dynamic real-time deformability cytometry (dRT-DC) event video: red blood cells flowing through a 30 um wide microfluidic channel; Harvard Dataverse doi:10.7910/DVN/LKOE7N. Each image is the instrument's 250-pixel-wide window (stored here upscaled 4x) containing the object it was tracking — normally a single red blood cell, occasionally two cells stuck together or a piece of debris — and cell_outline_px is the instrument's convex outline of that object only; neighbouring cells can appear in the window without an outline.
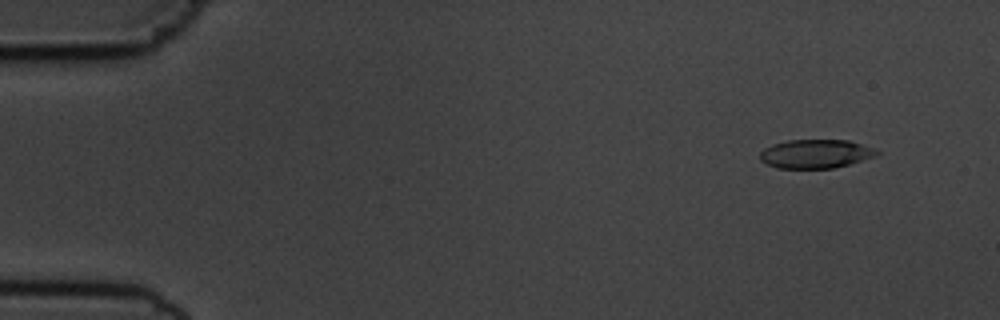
{"species": "common noctule bat (a hibernating species)", "species_latin": "Nyctalus noctula", "temperature_condition": "cold", "stored_images_in_passage": 55, "camera_frame_rate_fps": 3000, "um_per_image_px": 0.085, "animal": {"sex": "male", "body_mass_g": 19.5, "forearm_length_mm": 54.6}, "frame": {"image": 1, "passage_image": 5, "time_ms": 1.333, "image_size_px": [1000, 320], "cell_outline_px": [[880, 152], [876, 156], [848, 164], [832, 168], [776, 168], [760, 160], [760, 152], [764, 148], [772, 144], [788, 140], [848, 140], [872, 148]], "centroid_in_image_um": [69.29, 13.07], "position_along_channel_um": 15.7, "area_um2": 19.42}}
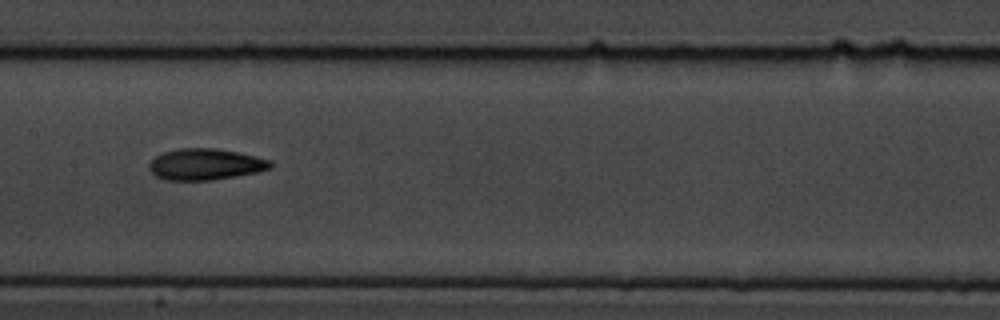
{"frame": {"image": 2, "passage_image": 28, "time_ms": 9.0, "image_size_px": [1000, 320], "cell_outline_px": [[272, 168], [256, 172], [236, 176], [212, 180], [164, 180], [156, 176], [148, 168], [148, 164], [156, 156], [164, 152], [180, 148], [216, 148], [256, 156], [272, 160]], "centroid_in_image_um": [17.46, 13.97], "position_along_channel_um": 189.9, "area_um2": 22.14}}
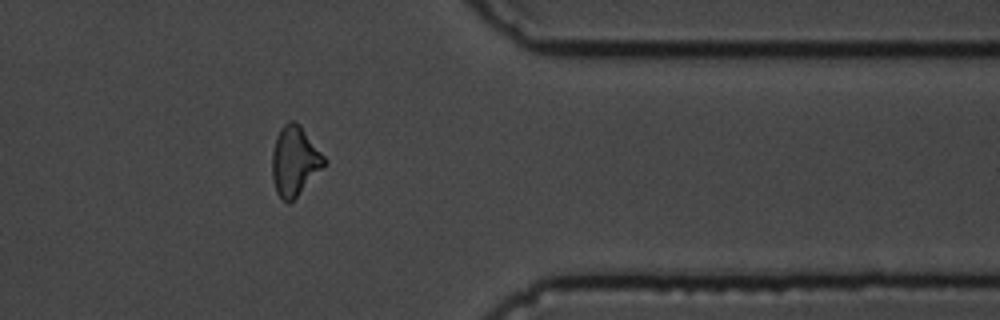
{"frame": {"image": 3, "passage_image": 45, "time_ms": 14.667, "image_size_px": [1000, 320], "cell_outline_px": [[328, 164], [288, 204], [276, 192], [272, 176], [272, 152], [276, 136], [280, 128], [288, 120], [292, 120], [300, 124], [328, 160]], "centroid_in_image_um": [25.07, 13.65], "position_along_channel_um": 386.3, "area_um2": 21.27}, "authors_computed_cell_mechanics": {"area_um2": 20.6924, "velocity_mm_per_s": 3.6938, "shape_relaxation_time_tau1_ms": 4.4635, "shape_relaxation_time_tau2_ms": 4.4275, "deformation_change_tau1": 0.1462, "deformation_change_tau2": 0.1184}}